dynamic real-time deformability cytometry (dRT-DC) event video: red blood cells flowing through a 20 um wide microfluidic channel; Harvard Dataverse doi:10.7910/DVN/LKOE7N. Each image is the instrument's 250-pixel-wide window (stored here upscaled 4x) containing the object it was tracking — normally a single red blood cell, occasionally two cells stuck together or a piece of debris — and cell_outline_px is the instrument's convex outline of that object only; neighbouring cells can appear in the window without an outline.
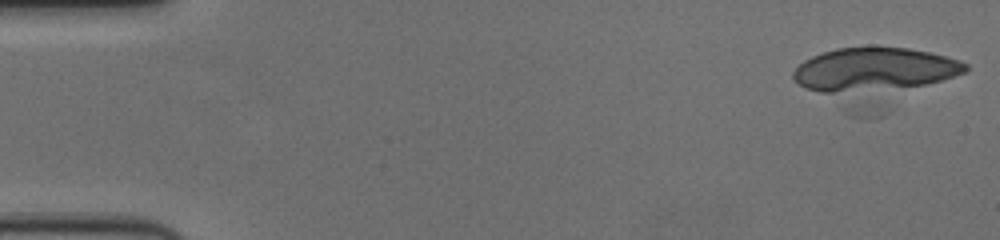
{"species": "human", "species_latin": "Homo sapiens", "temperature_condition": "cold", "stored_images_in_passage": 57, "camera_frame_rate_fps": 3000, "um_per_image_px": 0.085, "donor": {"sex": "female"}, "frame": {"image": 1, "passage_image": 1, "time_ms": 0.0, "image_size_px": [1000, 240], "cell_outline_px": [[968, 68], [964, 72], [940, 80], [924, 84], [832, 92], [824, 92], [808, 88], [800, 84], [792, 76], [792, 72], [804, 60], [812, 56], [836, 48], [872, 44], [908, 48], [928, 52], [960, 60], [968, 64]], "centroid_in_image_um": [74.3, 5.81], "position_along_channel_um": 10.7, "area_um2": 42.71}}
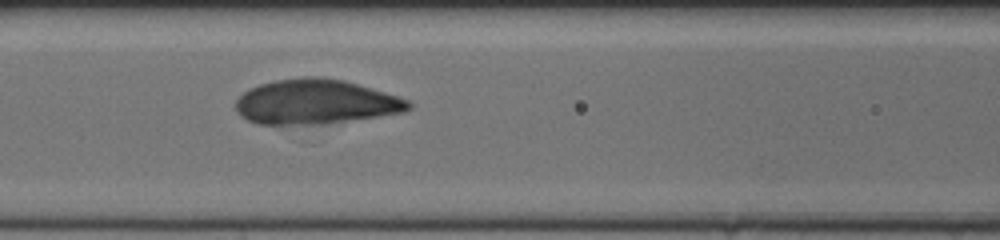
{"frame": {"image": 2, "passage_image": 24, "time_ms": 7.667, "image_size_px": [1000, 240], "cell_outline_px": [[412, 108], [404, 112], [324, 124], [256, 124], [248, 120], [236, 108], [236, 100], [248, 88], [260, 84], [276, 80], [304, 76], [320, 76], [344, 80], [384, 92], [408, 100], [412, 104]], "centroid_in_image_um": [26.83, 8.65], "position_along_channel_um": 139.8, "area_um2": 44.8}}
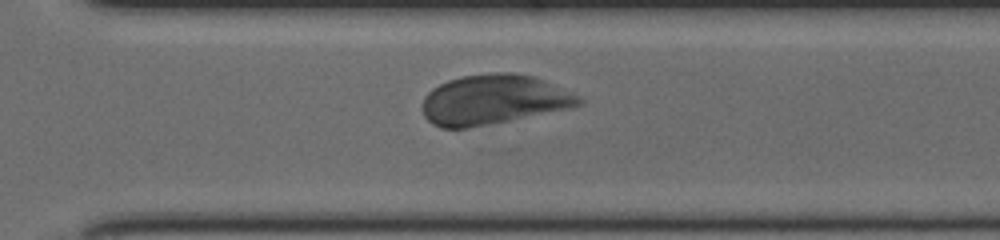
{"frame": {"image": 3, "passage_image": 40, "time_ms": 13.0, "image_size_px": [1000, 240], "cell_outline_px": [[584, 104], [568, 108], [468, 128], [440, 128], [432, 124], [424, 116], [424, 96], [432, 88], [448, 80], [460, 76], [492, 72], [512, 72], [532, 76], [544, 80], [580, 96], [584, 100]], "centroid_in_image_um": [41.94, 8.46], "position_along_channel_um": 328.7, "area_um2": 45.14}, "authors_computed_cell_mechanics": {"area_um2": 44.795, "velocity_mm_per_s": 3.5528, "shape_relaxation_time_tau1_ms": 1.8166, "shape_relaxation_time_tau2_ms": null, "deformation_change_tau1": 0.1326, "deformation_change_tau2": null}}